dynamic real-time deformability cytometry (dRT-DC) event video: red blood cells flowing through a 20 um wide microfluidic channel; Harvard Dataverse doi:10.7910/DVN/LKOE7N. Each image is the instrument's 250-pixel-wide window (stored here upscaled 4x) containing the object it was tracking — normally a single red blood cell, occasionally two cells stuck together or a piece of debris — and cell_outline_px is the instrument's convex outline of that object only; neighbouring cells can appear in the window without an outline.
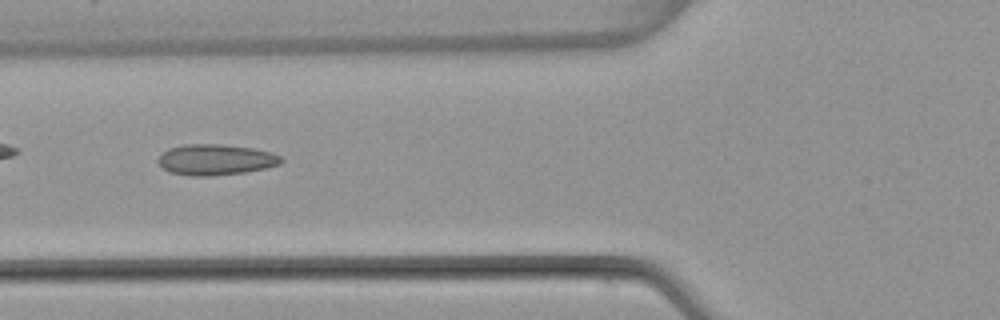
{"species": "common noctule bat (a hibernating species)", "species_latin": "Nyctalus noctula", "temperature_condition": "warm", "stored_images_in_passage": 38, "camera_frame_rate_fps": 3000, "um_per_image_px": 0.085, "animal": {"sex": "female", "body_mass_g": 22.7, "forearm_length_mm": 54.2}, "frame": {"image": 1, "passage_image": 6, "time_ms": 1.667, "image_size_px": [1000, 320], "cell_outline_px": [[284, 160], [280, 164], [264, 168], [244, 172], [208, 176], [192, 176], [168, 172], [156, 160], [168, 148], [184, 144], [216, 144], [252, 148], [272, 152], [280, 156]], "centroid_in_image_um": [18.32, 13.57], "position_along_channel_um": 107.5, "area_um2": 21.96}, "authors_computed_cell_mechanics": {"area_um2": 20.4901, "velocity_mm_per_s": 3.9675, "shape_relaxation_time_tau1_ms": null, "shape_relaxation_time_tau2_ms": 1.4799, "deformation_change_tau1": null, "deformation_change_tau2": 0.0861}}